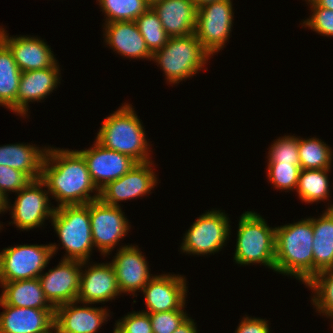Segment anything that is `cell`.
Masks as SVG:
<instances>
[{"label":"cell","mask_w":333,"mask_h":333,"mask_svg":"<svg viewBox=\"0 0 333 333\" xmlns=\"http://www.w3.org/2000/svg\"><path fill=\"white\" fill-rule=\"evenodd\" d=\"M41 179L56 201L62 205L87 204L98 200L100 190L89 174L83 156L78 150L48 149L42 162ZM98 191L90 196V192Z\"/></svg>","instance_id":"cell-1"},{"label":"cell","mask_w":333,"mask_h":333,"mask_svg":"<svg viewBox=\"0 0 333 333\" xmlns=\"http://www.w3.org/2000/svg\"><path fill=\"white\" fill-rule=\"evenodd\" d=\"M311 218L275 229V271L307 284L313 278Z\"/></svg>","instance_id":"cell-2"},{"label":"cell","mask_w":333,"mask_h":333,"mask_svg":"<svg viewBox=\"0 0 333 333\" xmlns=\"http://www.w3.org/2000/svg\"><path fill=\"white\" fill-rule=\"evenodd\" d=\"M141 121L130 104H125L105 118L96 141L103 147L120 152L137 163L150 162L148 143Z\"/></svg>","instance_id":"cell-3"},{"label":"cell","mask_w":333,"mask_h":333,"mask_svg":"<svg viewBox=\"0 0 333 333\" xmlns=\"http://www.w3.org/2000/svg\"><path fill=\"white\" fill-rule=\"evenodd\" d=\"M51 219L54 230L68 252L63 259L88 262L94 247L89 203L58 206Z\"/></svg>","instance_id":"cell-4"},{"label":"cell","mask_w":333,"mask_h":333,"mask_svg":"<svg viewBox=\"0 0 333 333\" xmlns=\"http://www.w3.org/2000/svg\"><path fill=\"white\" fill-rule=\"evenodd\" d=\"M275 228L255 212L240 217L234 260L240 265L261 263L275 271Z\"/></svg>","instance_id":"cell-5"},{"label":"cell","mask_w":333,"mask_h":333,"mask_svg":"<svg viewBox=\"0 0 333 333\" xmlns=\"http://www.w3.org/2000/svg\"><path fill=\"white\" fill-rule=\"evenodd\" d=\"M211 55L202 47L195 33L169 37L167 44L152 54L171 84L179 83L197 73Z\"/></svg>","instance_id":"cell-6"},{"label":"cell","mask_w":333,"mask_h":333,"mask_svg":"<svg viewBox=\"0 0 333 333\" xmlns=\"http://www.w3.org/2000/svg\"><path fill=\"white\" fill-rule=\"evenodd\" d=\"M56 244L19 245L0 252V282L39 278L55 254Z\"/></svg>","instance_id":"cell-7"},{"label":"cell","mask_w":333,"mask_h":333,"mask_svg":"<svg viewBox=\"0 0 333 333\" xmlns=\"http://www.w3.org/2000/svg\"><path fill=\"white\" fill-rule=\"evenodd\" d=\"M233 10L231 0H221L197 9L196 38L210 54L221 50L232 27Z\"/></svg>","instance_id":"cell-8"},{"label":"cell","mask_w":333,"mask_h":333,"mask_svg":"<svg viewBox=\"0 0 333 333\" xmlns=\"http://www.w3.org/2000/svg\"><path fill=\"white\" fill-rule=\"evenodd\" d=\"M228 223L227 216L219 210L204 213L185 233L182 251L197 255L218 252L229 237Z\"/></svg>","instance_id":"cell-9"},{"label":"cell","mask_w":333,"mask_h":333,"mask_svg":"<svg viewBox=\"0 0 333 333\" xmlns=\"http://www.w3.org/2000/svg\"><path fill=\"white\" fill-rule=\"evenodd\" d=\"M89 216L94 246L107 255L130 229L120 206H111L100 199L89 202Z\"/></svg>","instance_id":"cell-10"},{"label":"cell","mask_w":333,"mask_h":333,"mask_svg":"<svg viewBox=\"0 0 333 333\" xmlns=\"http://www.w3.org/2000/svg\"><path fill=\"white\" fill-rule=\"evenodd\" d=\"M44 181L39 178L31 182L17 194L12 209L13 222L21 230H30L41 226L46 218H52L55 208L50 207L48 192L41 187Z\"/></svg>","instance_id":"cell-11"},{"label":"cell","mask_w":333,"mask_h":333,"mask_svg":"<svg viewBox=\"0 0 333 333\" xmlns=\"http://www.w3.org/2000/svg\"><path fill=\"white\" fill-rule=\"evenodd\" d=\"M86 263L87 261L63 259L57 267L39 276L44 295L54 308L77 301L82 271L80 269Z\"/></svg>","instance_id":"cell-12"},{"label":"cell","mask_w":333,"mask_h":333,"mask_svg":"<svg viewBox=\"0 0 333 333\" xmlns=\"http://www.w3.org/2000/svg\"><path fill=\"white\" fill-rule=\"evenodd\" d=\"M151 165L152 162L137 163L119 179L108 182L101 188L99 199L107 205L119 206V201L144 196L157 183V178L150 167Z\"/></svg>","instance_id":"cell-13"},{"label":"cell","mask_w":333,"mask_h":333,"mask_svg":"<svg viewBox=\"0 0 333 333\" xmlns=\"http://www.w3.org/2000/svg\"><path fill=\"white\" fill-rule=\"evenodd\" d=\"M78 152L85 159L92 181L99 190L108 182L119 179L137 164L131 157L107 149L97 141L94 147Z\"/></svg>","instance_id":"cell-14"},{"label":"cell","mask_w":333,"mask_h":333,"mask_svg":"<svg viewBox=\"0 0 333 333\" xmlns=\"http://www.w3.org/2000/svg\"><path fill=\"white\" fill-rule=\"evenodd\" d=\"M141 291L145 294L148 314L184 310L187 288L186 280L181 275L152 276Z\"/></svg>","instance_id":"cell-15"},{"label":"cell","mask_w":333,"mask_h":333,"mask_svg":"<svg viewBox=\"0 0 333 333\" xmlns=\"http://www.w3.org/2000/svg\"><path fill=\"white\" fill-rule=\"evenodd\" d=\"M0 306V333H45L55 324V309L13 307L1 299Z\"/></svg>","instance_id":"cell-16"},{"label":"cell","mask_w":333,"mask_h":333,"mask_svg":"<svg viewBox=\"0 0 333 333\" xmlns=\"http://www.w3.org/2000/svg\"><path fill=\"white\" fill-rule=\"evenodd\" d=\"M0 39L12 52L15 63L21 72L53 67L57 61L51 48L34 37H9L4 28L0 27Z\"/></svg>","instance_id":"cell-17"},{"label":"cell","mask_w":333,"mask_h":333,"mask_svg":"<svg viewBox=\"0 0 333 333\" xmlns=\"http://www.w3.org/2000/svg\"><path fill=\"white\" fill-rule=\"evenodd\" d=\"M111 264L121 293L135 294L137 290H142L152 278L146 259L135 246L121 247Z\"/></svg>","instance_id":"cell-18"},{"label":"cell","mask_w":333,"mask_h":333,"mask_svg":"<svg viewBox=\"0 0 333 333\" xmlns=\"http://www.w3.org/2000/svg\"><path fill=\"white\" fill-rule=\"evenodd\" d=\"M87 270L85 274L81 272L78 303H102L114 299L121 293L111 263L94 264Z\"/></svg>","instance_id":"cell-19"},{"label":"cell","mask_w":333,"mask_h":333,"mask_svg":"<svg viewBox=\"0 0 333 333\" xmlns=\"http://www.w3.org/2000/svg\"><path fill=\"white\" fill-rule=\"evenodd\" d=\"M77 301L55 308V326L58 333H95L109 316L106 309L74 306Z\"/></svg>","instance_id":"cell-20"},{"label":"cell","mask_w":333,"mask_h":333,"mask_svg":"<svg viewBox=\"0 0 333 333\" xmlns=\"http://www.w3.org/2000/svg\"><path fill=\"white\" fill-rule=\"evenodd\" d=\"M59 67L30 70L21 73L16 95V112L26 115L28 102L39 101L49 95L59 83Z\"/></svg>","instance_id":"cell-21"},{"label":"cell","mask_w":333,"mask_h":333,"mask_svg":"<svg viewBox=\"0 0 333 333\" xmlns=\"http://www.w3.org/2000/svg\"><path fill=\"white\" fill-rule=\"evenodd\" d=\"M152 8L169 37L195 33L197 7L194 0H163Z\"/></svg>","instance_id":"cell-22"},{"label":"cell","mask_w":333,"mask_h":333,"mask_svg":"<svg viewBox=\"0 0 333 333\" xmlns=\"http://www.w3.org/2000/svg\"><path fill=\"white\" fill-rule=\"evenodd\" d=\"M105 40L118 54L129 58L152 59L135 21L105 23Z\"/></svg>","instance_id":"cell-23"},{"label":"cell","mask_w":333,"mask_h":333,"mask_svg":"<svg viewBox=\"0 0 333 333\" xmlns=\"http://www.w3.org/2000/svg\"><path fill=\"white\" fill-rule=\"evenodd\" d=\"M0 299L9 306L36 309H55L44 295L39 278L0 282ZM48 303V304H47Z\"/></svg>","instance_id":"cell-24"},{"label":"cell","mask_w":333,"mask_h":333,"mask_svg":"<svg viewBox=\"0 0 333 333\" xmlns=\"http://www.w3.org/2000/svg\"><path fill=\"white\" fill-rule=\"evenodd\" d=\"M313 228V277L320 271L333 269V209L318 219L311 218Z\"/></svg>","instance_id":"cell-25"},{"label":"cell","mask_w":333,"mask_h":333,"mask_svg":"<svg viewBox=\"0 0 333 333\" xmlns=\"http://www.w3.org/2000/svg\"><path fill=\"white\" fill-rule=\"evenodd\" d=\"M29 144L0 146V165H6L26 173L32 180L41 178L42 162L46 149Z\"/></svg>","instance_id":"cell-26"},{"label":"cell","mask_w":333,"mask_h":333,"mask_svg":"<svg viewBox=\"0 0 333 333\" xmlns=\"http://www.w3.org/2000/svg\"><path fill=\"white\" fill-rule=\"evenodd\" d=\"M21 73L12 52L0 39V105L6 106L15 113Z\"/></svg>","instance_id":"cell-27"},{"label":"cell","mask_w":333,"mask_h":333,"mask_svg":"<svg viewBox=\"0 0 333 333\" xmlns=\"http://www.w3.org/2000/svg\"><path fill=\"white\" fill-rule=\"evenodd\" d=\"M329 169H301L298 179L297 193L306 203L326 200L329 197Z\"/></svg>","instance_id":"cell-28"},{"label":"cell","mask_w":333,"mask_h":333,"mask_svg":"<svg viewBox=\"0 0 333 333\" xmlns=\"http://www.w3.org/2000/svg\"><path fill=\"white\" fill-rule=\"evenodd\" d=\"M317 138H298V154L301 169H330L332 151Z\"/></svg>","instance_id":"cell-29"},{"label":"cell","mask_w":333,"mask_h":333,"mask_svg":"<svg viewBox=\"0 0 333 333\" xmlns=\"http://www.w3.org/2000/svg\"><path fill=\"white\" fill-rule=\"evenodd\" d=\"M135 23L152 54L167 44L169 36L153 8L150 7L145 13L141 14L135 20Z\"/></svg>","instance_id":"cell-30"},{"label":"cell","mask_w":333,"mask_h":333,"mask_svg":"<svg viewBox=\"0 0 333 333\" xmlns=\"http://www.w3.org/2000/svg\"><path fill=\"white\" fill-rule=\"evenodd\" d=\"M107 15L106 23L115 21H135L150 7L144 0H98Z\"/></svg>","instance_id":"cell-31"},{"label":"cell","mask_w":333,"mask_h":333,"mask_svg":"<svg viewBox=\"0 0 333 333\" xmlns=\"http://www.w3.org/2000/svg\"><path fill=\"white\" fill-rule=\"evenodd\" d=\"M306 286L316 292L312 301L317 310L333 318V269L320 271Z\"/></svg>","instance_id":"cell-32"},{"label":"cell","mask_w":333,"mask_h":333,"mask_svg":"<svg viewBox=\"0 0 333 333\" xmlns=\"http://www.w3.org/2000/svg\"><path fill=\"white\" fill-rule=\"evenodd\" d=\"M269 181L274 187L282 190H291L297 188L300 165L268 163Z\"/></svg>","instance_id":"cell-33"},{"label":"cell","mask_w":333,"mask_h":333,"mask_svg":"<svg viewBox=\"0 0 333 333\" xmlns=\"http://www.w3.org/2000/svg\"><path fill=\"white\" fill-rule=\"evenodd\" d=\"M277 140L269 150L268 163L300 165L298 138L295 136H284Z\"/></svg>","instance_id":"cell-34"},{"label":"cell","mask_w":333,"mask_h":333,"mask_svg":"<svg viewBox=\"0 0 333 333\" xmlns=\"http://www.w3.org/2000/svg\"><path fill=\"white\" fill-rule=\"evenodd\" d=\"M153 333H173L188 318L184 310L149 314Z\"/></svg>","instance_id":"cell-35"},{"label":"cell","mask_w":333,"mask_h":333,"mask_svg":"<svg viewBox=\"0 0 333 333\" xmlns=\"http://www.w3.org/2000/svg\"><path fill=\"white\" fill-rule=\"evenodd\" d=\"M31 178L24 172L6 165H0V192L7 198V191L19 192L25 188Z\"/></svg>","instance_id":"cell-36"},{"label":"cell","mask_w":333,"mask_h":333,"mask_svg":"<svg viewBox=\"0 0 333 333\" xmlns=\"http://www.w3.org/2000/svg\"><path fill=\"white\" fill-rule=\"evenodd\" d=\"M312 16L303 22V24L313 31L325 36H333V10L321 8L319 6H310Z\"/></svg>","instance_id":"cell-37"},{"label":"cell","mask_w":333,"mask_h":333,"mask_svg":"<svg viewBox=\"0 0 333 333\" xmlns=\"http://www.w3.org/2000/svg\"><path fill=\"white\" fill-rule=\"evenodd\" d=\"M117 323L127 333H153L149 314L145 311L129 313Z\"/></svg>","instance_id":"cell-38"},{"label":"cell","mask_w":333,"mask_h":333,"mask_svg":"<svg viewBox=\"0 0 333 333\" xmlns=\"http://www.w3.org/2000/svg\"><path fill=\"white\" fill-rule=\"evenodd\" d=\"M267 321L259 318H243L235 333H269Z\"/></svg>","instance_id":"cell-39"},{"label":"cell","mask_w":333,"mask_h":333,"mask_svg":"<svg viewBox=\"0 0 333 333\" xmlns=\"http://www.w3.org/2000/svg\"><path fill=\"white\" fill-rule=\"evenodd\" d=\"M196 323L189 317L173 333H197Z\"/></svg>","instance_id":"cell-40"},{"label":"cell","mask_w":333,"mask_h":333,"mask_svg":"<svg viewBox=\"0 0 333 333\" xmlns=\"http://www.w3.org/2000/svg\"><path fill=\"white\" fill-rule=\"evenodd\" d=\"M308 3L311 6H319L321 8L333 10V0H308Z\"/></svg>","instance_id":"cell-41"},{"label":"cell","mask_w":333,"mask_h":333,"mask_svg":"<svg viewBox=\"0 0 333 333\" xmlns=\"http://www.w3.org/2000/svg\"><path fill=\"white\" fill-rule=\"evenodd\" d=\"M8 198H5L4 195L0 192V213L5 212L8 208H10L8 205ZM6 209V210H5Z\"/></svg>","instance_id":"cell-42"},{"label":"cell","mask_w":333,"mask_h":333,"mask_svg":"<svg viewBox=\"0 0 333 333\" xmlns=\"http://www.w3.org/2000/svg\"><path fill=\"white\" fill-rule=\"evenodd\" d=\"M217 1H221V0H194V2L196 3L197 9L206 5V4L214 3V2H217Z\"/></svg>","instance_id":"cell-43"},{"label":"cell","mask_w":333,"mask_h":333,"mask_svg":"<svg viewBox=\"0 0 333 333\" xmlns=\"http://www.w3.org/2000/svg\"><path fill=\"white\" fill-rule=\"evenodd\" d=\"M149 7H153L155 4L162 2L163 0H144Z\"/></svg>","instance_id":"cell-44"},{"label":"cell","mask_w":333,"mask_h":333,"mask_svg":"<svg viewBox=\"0 0 333 333\" xmlns=\"http://www.w3.org/2000/svg\"><path fill=\"white\" fill-rule=\"evenodd\" d=\"M115 329L113 333H127L118 323H115Z\"/></svg>","instance_id":"cell-45"},{"label":"cell","mask_w":333,"mask_h":333,"mask_svg":"<svg viewBox=\"0 0 333 333\" xmlns=\"http://www.w3.org/2000/svg\"><path fill=\"white\" fill-rule=\"evenodd\" d=\"M55 329V330H54ZM51 330H54L56 333H58V330H57V328H56V326L54 325L50 330H48L47 332H45V333H52V331ZM51 331V332H50ZM54 332V333H55Z\"/></svg>","instance_id":"cell-46"},{"label":"cell","mask_w":333,"mask_h":333,"mask_svg":"<svg viewBox=\"0 0 333 333\" xmlns=\"http://www.w3.org/2000/svg\"><path fill=\"white\" fill-rule=\"evenodd\" d=\"M328 209H333V204H332V205H330V207H329Z\"/></svg>","instance_id":"cell-47"}]
</instances>
